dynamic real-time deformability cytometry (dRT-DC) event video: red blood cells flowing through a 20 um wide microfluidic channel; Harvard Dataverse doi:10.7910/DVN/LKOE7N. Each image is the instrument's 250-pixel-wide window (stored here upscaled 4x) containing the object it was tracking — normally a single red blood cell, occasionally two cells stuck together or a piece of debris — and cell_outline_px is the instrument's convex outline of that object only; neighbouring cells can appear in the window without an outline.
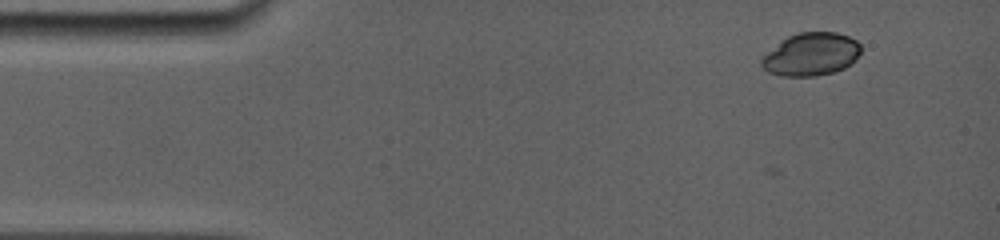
{"species": "common noctule bat (a hibernating species)", "species_latin": "Nyctalus noctula", "temperature_condition": "room temperature", "stored_images_in_passage": 2, "camera_frame_rate_fps": 5000, "um_per_image_px": 0.085, "animal": {"sex": "female", "body_mass_g": 19.0, "forearm_length_mm": 56.7}, "frame": {"image": 1, "passage_image": 2, "time_ms": 0.2, "image_size_px": [1000, 240], "cell_outline_px": [[860, 52], [856, 60], [852, 64], [844, 68], [832, 72], [816, 76], [780, 76], [768, 72], [760, 64], [760, 56], [788, 36], [800, 32], [836, 32], [848, 36], [856, 40], [860, 44]], "centroid_in_image_um": [68.92, 4.62], "position_along_channel_um": 16.1, "area_um2": 25.03}}